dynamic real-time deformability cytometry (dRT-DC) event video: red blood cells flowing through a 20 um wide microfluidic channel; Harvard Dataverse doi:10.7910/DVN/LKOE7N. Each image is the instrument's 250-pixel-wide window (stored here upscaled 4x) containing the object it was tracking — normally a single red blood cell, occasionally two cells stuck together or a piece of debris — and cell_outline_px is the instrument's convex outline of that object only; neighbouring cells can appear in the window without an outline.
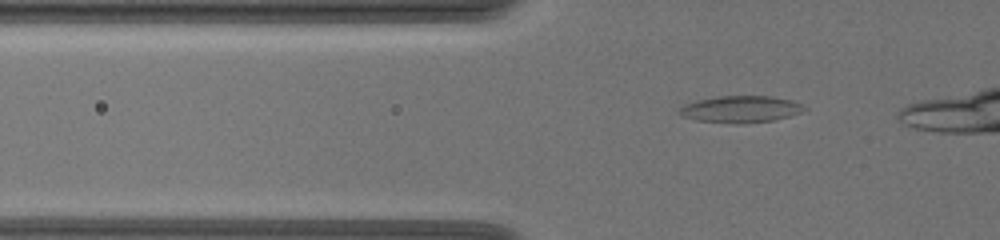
{"species": "common noctule bat (a hibernating species)", "species_latin": "Nyctalus noctula", "temperature_condition": "warm", "stored_images_in_passage": 40, "camera_frame_rate_fps": 3000, "um_per_image_px": 0.085, "animal": {"sex": "female", "body_mass_g": 19.5, "forearm_length_mm": 54.1}, "frame": {"image": 1, "passage_image": 9, "time_ms": 2.667, "image_size_px": [1000, 240], "cell_outline_px": [[808, 108], [800, 112], [788, 116], [772, 120], [744, 124], [740, 124], [696, 120], [684, 116], [680, 112], [680, 108], [684, 104], [696, 100], [720, 96], [772, 96], [792, 100]], "centroid_in_image_um": [62.96, 9.27], "position_along_channel_um": 62.8, "area_um2": 19.31}}
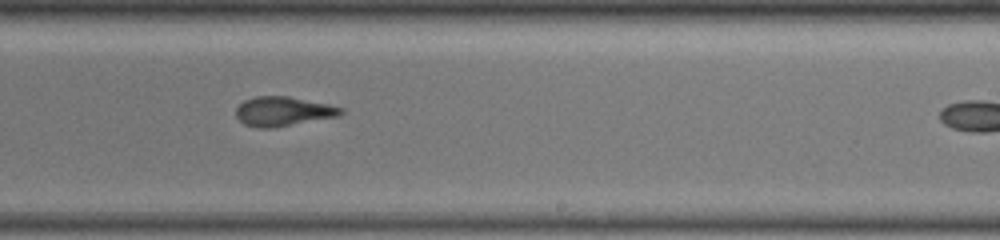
{"frame": {"image": 2, "passage_image": 27, "time_ms": 8.667, "image_size_px": [1000, 240], "cell_outline_px": [[344, 112], [340, 116], [272, 128], [256, 128], [244, 124], [236, 116], [236, 108], [244, 100], [256, 96], [288, 96], [328, 104], [344, 108]], "centroid_in_image_um": [24.07, 9.47], "position_along_channel_um": 264.9, "area_um2": 18.03}}
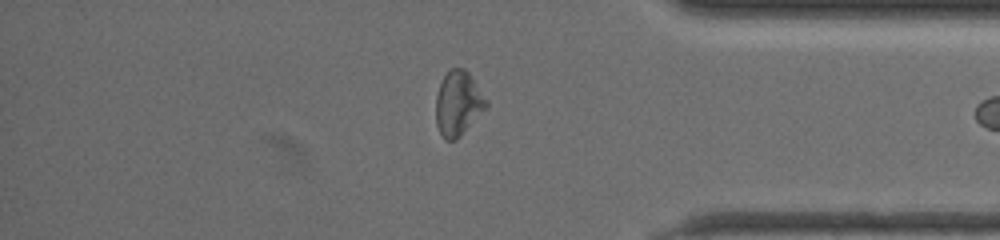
{"frame": {"image": 3, "passage_image": 39, "time_ms": 12.667, "image_size_px": [1000, 240], "cell_outline_px": [[488, 108], [456, 140], [444, 140], [436, 124], [436, 96], [440, 84], [444, 76], [452, 68], [464, 68], [468, 72], [488, 100]], "centroid_in_image_um": [38.96, 8.81], "position_along_channel_um": 396.2, "area_um2": 19.02}}